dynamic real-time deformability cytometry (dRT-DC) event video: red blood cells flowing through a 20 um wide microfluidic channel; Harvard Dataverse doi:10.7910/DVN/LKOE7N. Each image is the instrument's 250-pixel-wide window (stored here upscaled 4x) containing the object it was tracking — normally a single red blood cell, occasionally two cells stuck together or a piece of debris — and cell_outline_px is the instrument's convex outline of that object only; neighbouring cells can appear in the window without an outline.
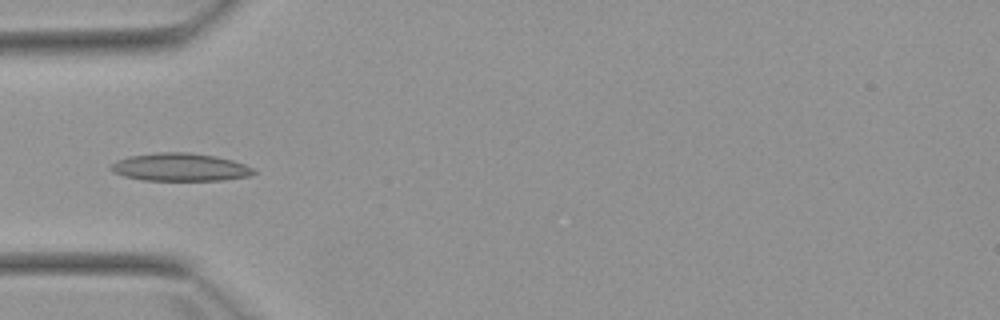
{"species": "Egyptian fruit bat (a non-hibernating species)", "species_latin": "Rousettus aegyptiacus", "temperature_condition": "warm", "stored_images_in_passage": 5, "camera_frame_rate_fps": 3000, "um_per_image_px": 0.085, "animal": {"sex": "female"}, "frame": {"image": 1, "passage_image": 5, "time_ms": 4.667, "image_size_px": [1000, 320], "cell_outline_px": [[256, 172], [248, 176], [224, 180], [140, 180], [124, 176], [112, 172], [108, 168], [116, 160], [128, 156], [156, 152], [188, 152], [216, 156], [232, 160], [244, 164], [252, 168]], "centroid_in_image_um": [15.25, 14.2], "position_along_channel_um": 69.7, "area_um2": 23.29}}